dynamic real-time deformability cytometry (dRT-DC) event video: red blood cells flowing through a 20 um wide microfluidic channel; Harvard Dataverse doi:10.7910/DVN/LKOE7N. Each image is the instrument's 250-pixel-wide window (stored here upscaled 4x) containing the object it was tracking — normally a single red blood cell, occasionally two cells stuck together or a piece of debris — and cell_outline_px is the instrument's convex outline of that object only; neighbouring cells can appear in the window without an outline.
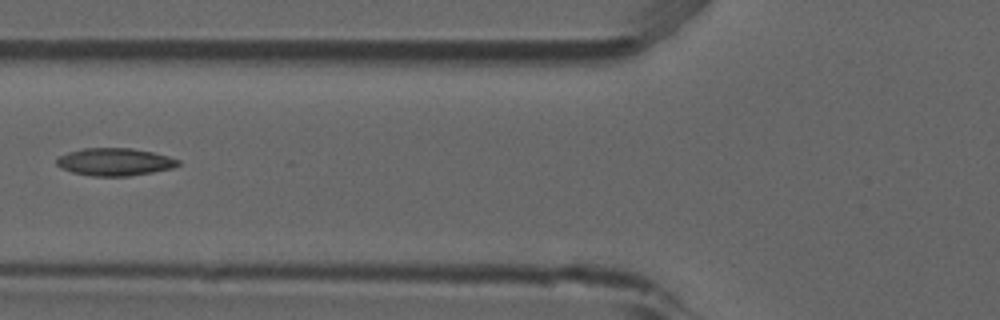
{"species": "common noctule bat (a hibernating species)", "species_latin": "Nyctalus noctula", "temperature_condition": "room temperature", "stored_images_in_passage": 3, "camera_frame_rate_fps": 3000, "um_per_image_px": 0.085, "animal": {"sex": "male", "forearm_length_mm": 52.5}, "frame": {"image": 1, "passage_image": 2, "time_ms": 0.333, "image_size_px": [1000, 320], "cell_outline_px": [[180, 164], [172, 168], [152, 172], [128, 176], [92, 176], [72, 172], [60, 168], [56, 164], [56, 156], [68, 152], [84, 148], [132, 148], [152, 152], [168, 156], [180, 160]], "centroid_in_image_um": [9.72, 13.76], "position_along_channel_um": 116.1, "area_um2": 19.59}}
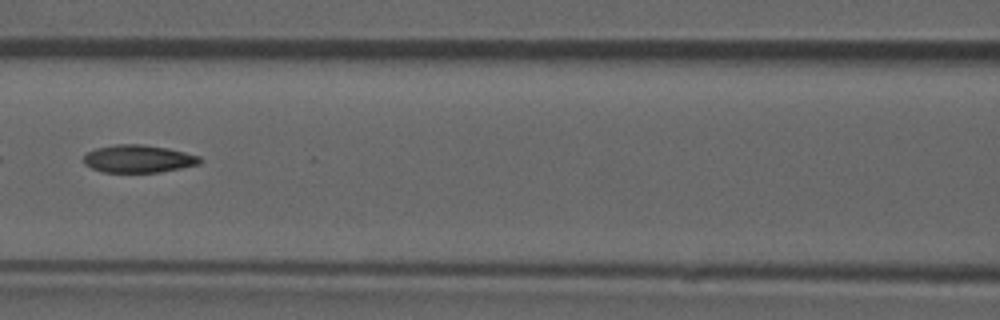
{"frame": {"image": 2, "passage_image": 3, "time_ms": 0.667, "image_size_px": [1000, 320], "cell_outline_px": [[204, 160], [200, 164], [160, 172], [104, 172], [92, 168], [84, 164], [84, 156], [88, 152], [96, 148], [116, 144], [140, 144], [168, 148], [200, 156]], "centroid_in_image_um": [11.79, 13.49], "position_along_channel_um": 154.8, "area_um2": 18.73}}